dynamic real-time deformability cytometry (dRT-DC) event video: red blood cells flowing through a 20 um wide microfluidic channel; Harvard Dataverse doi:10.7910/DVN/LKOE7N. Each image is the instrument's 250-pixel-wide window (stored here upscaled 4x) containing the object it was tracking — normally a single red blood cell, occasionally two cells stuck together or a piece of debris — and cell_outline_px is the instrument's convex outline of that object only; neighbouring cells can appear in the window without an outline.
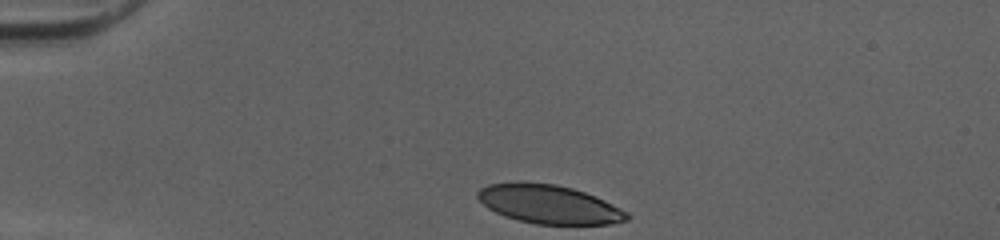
{"species": "human", "species_latin": "Homo sapiens", "temperature_condition": "cold", "stored_images_in_passage": 31, "camera_frame_rate_fps": 3000, "um_per_image_px": 0.085, "donor": {"sex": "female"}, "frame": {"image": 1, "passage_image": 1, "time_ms": 0.0, "image_size_px": [1000, 240], "cell_outline_px": [[632, 216], [628, 220], [608, 224], [536, 224], [516, 220], [504, 216], [488, 208], [476, 196], [476, 192], [480, 188], [488, 184], [520, 180], [556, 184], [572, 188], [596, 196], [628, 212]], "centroid_in_image_um": [46.64, 17.34], "position_along_channel_um": 38.4, "area_um2": 34.1}}
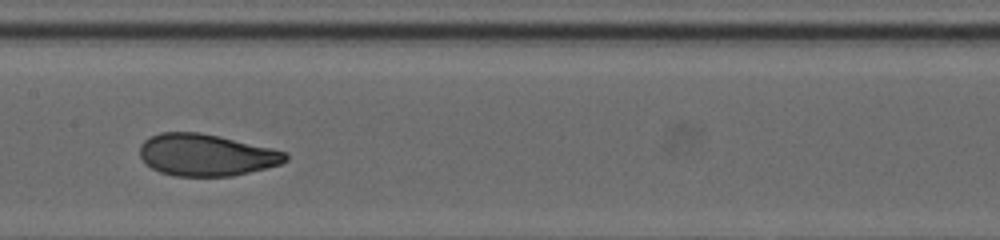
{"frame": {"image": 2, "passage_image": 16, "time_ms": 5.0, "image_size_px": [1000, 240], "cell_outline_px": [[288, 160], [280, 164], [232, 176], [176, 176], [160, 172], [152, 168], [140, 156], [140, 144], [144, 140], [160, 132], [200, 132], [220, 136], [272, 148], [288, 152]], "centroid_in_image_um": [17.54, 13.16], "position_along_channel_um": 189.9, "area_um2": 35.49}}
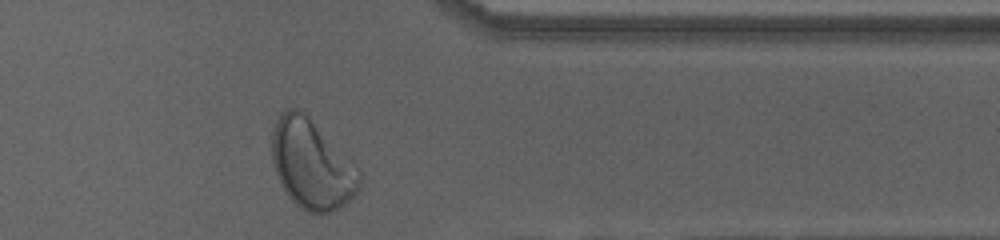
{"frame": {"image": 3, "passage_image": 31, "time_ms": 10.0, "image_size_px": [1000, 240], "cell_outline_px": [[360, 188], [340, 208], [328, 212], [308, 212], [300, 208], [288, 196], [280, 184], [272, 160], [272, 132], [276, 120], [280, 112], [284, 108], [304, 108], [360, 168]], "centroid_in_image_um": [26.5, 13.89], "position_along_channel_um": 384.9, "area_um2": 46.41}, "authors_computed_cell_mechanics": {"area_um2": 35.9516, "velocity_mm_per_s": 4.0365, "shape_relaxation_time_tau1_ms": 3.8755, "shape_relaxation_time_tau2_ms": 0.7843, "deformation_change_tau1": 0.1764, "deformation_change_tau2": 0.0644}}